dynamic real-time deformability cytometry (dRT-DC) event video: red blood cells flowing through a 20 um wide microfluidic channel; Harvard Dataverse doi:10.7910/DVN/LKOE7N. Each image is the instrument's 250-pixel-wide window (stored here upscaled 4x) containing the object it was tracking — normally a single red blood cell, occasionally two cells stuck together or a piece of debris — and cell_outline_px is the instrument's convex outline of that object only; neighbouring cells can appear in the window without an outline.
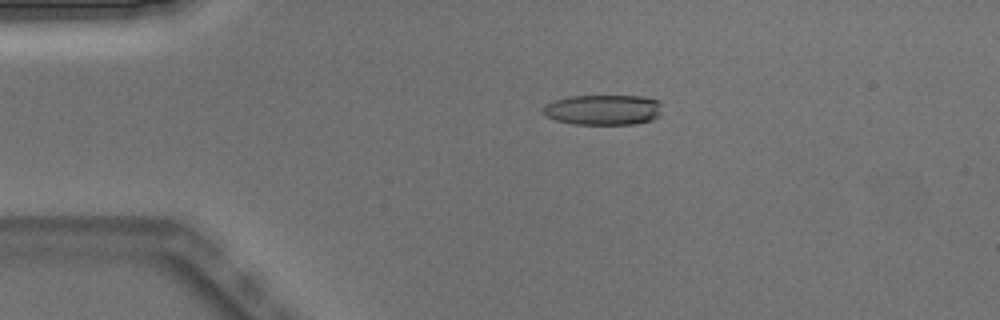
{"species": "Egyptian fruit bat (a non-hibernating species)", "species_latin": "Rousettus aegyptiacus", "temperature_condition": "warm", "stored_images_in_passage": 3, "camera_frame_rate_fps": 3000, "um_per_image_px": 0.085, "animal": {"sex": "male"}, "frame": {"image": 1, "passage_image": 2, "time_ms": 0.333, "image_size_px": [1000, 320], "cell_outline_px": [[660, 116], [652, 120], [636, 124], [572, 124], [556, 120], [548, 116], [544, 112], [544, 104], [556, 100], [572, 96], [644, 96], [660, 100]], "centroid_in_image_um": [51.33, 9.33], "position_along_channel_um": 33.7, "area_um2": 21.04}}